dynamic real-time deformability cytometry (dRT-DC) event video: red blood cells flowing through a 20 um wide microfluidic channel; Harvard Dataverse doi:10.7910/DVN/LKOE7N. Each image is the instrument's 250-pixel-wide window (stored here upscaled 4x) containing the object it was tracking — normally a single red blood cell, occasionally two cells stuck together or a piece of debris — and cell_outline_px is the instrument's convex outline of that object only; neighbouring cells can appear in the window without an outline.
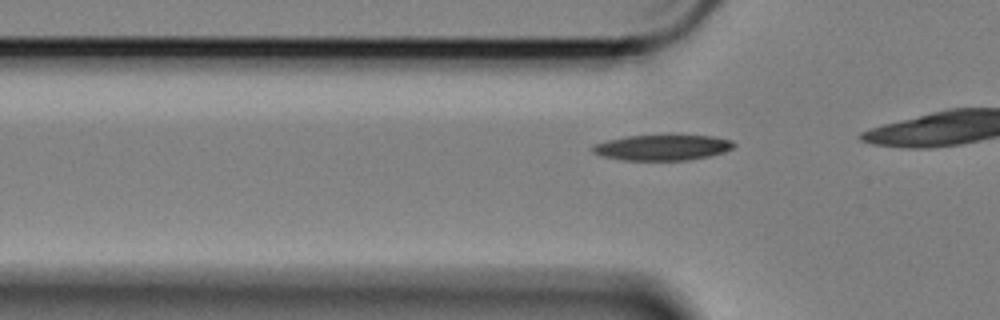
{"species": "Egyptian fruit bat (a non-hibernating species)", "species_latin": "Rousettus aegyptiacus", "temperature_condition": "cold", "stored_images_in_passage": 14, "camera_frame_rate_fps": 3000, "um_per_image_px": 0.085, "animal": {"sex": "female"}, "frame": {"image": 1, "passage_image": 8, "time_ms": 2.333, "image_size_px": [1000, 320], "cell_outline_px": [[736, 144], [732, 148], [724, 152], [708, 156], [688, 160], [624, 160], [600, 156], [592, 152], [592, 144], [624, 136], [664, 132], [676, 132], [712, 136], [732, 140]], "centroid_in_image_um": [56.3, 12.47], "position_along_channel_um": 69.5, "area_um2": 22.37}}
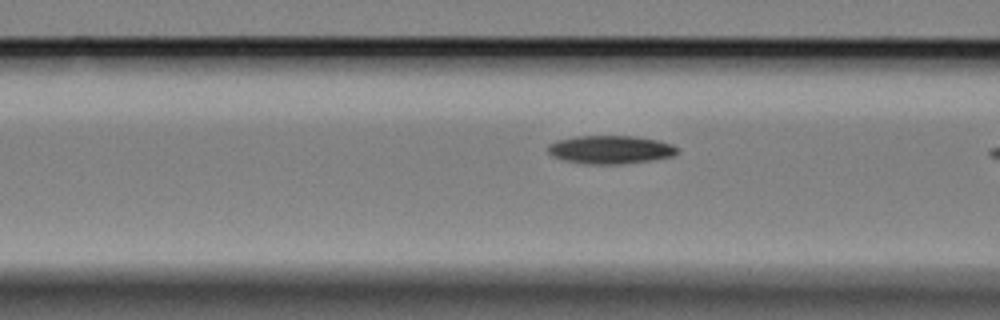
{"frame": {"image": 2, "passage_image": 12, "time_ms": 3.667, "image_size_px": [1000, 320], "cell_outline_px": [[680, 152], [672, 156], [652, 160], [620, 164], [588, 164], [568, 160], [552, 156], [548, 152], [548, 144], [556, 140], [576, 136], [636, 136], [656, 140], [672, 144], [680, 148]], "centroid_in_image_um": [51.92, 12.71], "position_along_channel_um": 114.7, "area_um2": 21.33}}